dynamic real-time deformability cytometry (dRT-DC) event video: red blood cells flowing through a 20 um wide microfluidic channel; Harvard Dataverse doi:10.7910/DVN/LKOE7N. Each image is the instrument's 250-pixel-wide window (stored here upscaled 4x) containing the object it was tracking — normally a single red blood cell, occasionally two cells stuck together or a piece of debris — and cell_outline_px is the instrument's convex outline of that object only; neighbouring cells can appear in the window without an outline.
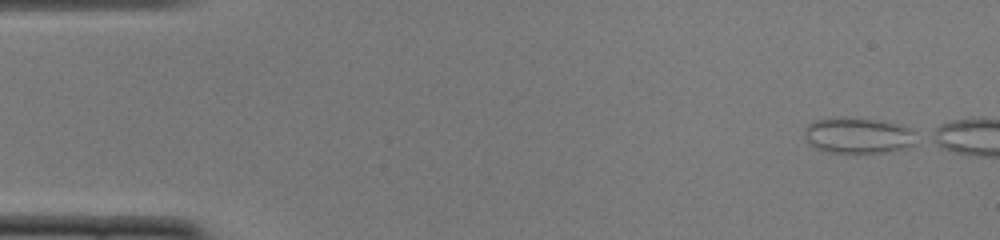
{"species": "common noctule bat (a hibernating species)", "species_latin": "Nyctalus noctula", "temperature_condition": "cold", "stored_images_in_passage": 40, "camera_frame_rate_fps": 3000, "um_per_image_px": 0.085, "animal": {"sex": "female", "body_mass_g": 22.0, "forearm_length_mm": 56.7}, "frame": {"image": 1, "passage_image": 1, "time_ms": 0.0, "image_size_px": [1000, 240], "cell_outline_px": [[920, 136], [912, 144], [904, 148], [884, 152], [828, 152], [812, 148], [808, 144], [804, 136], [804, 128], [808, 124], [816, 120], [840, 116], [844, 116], [880, 120], [900, 124], [912, 128], [920, 132]], "centroid_in_image_um": [72.96, 11.49], "position_along_channel_um": 12.0, "area_um2": 24.04}}
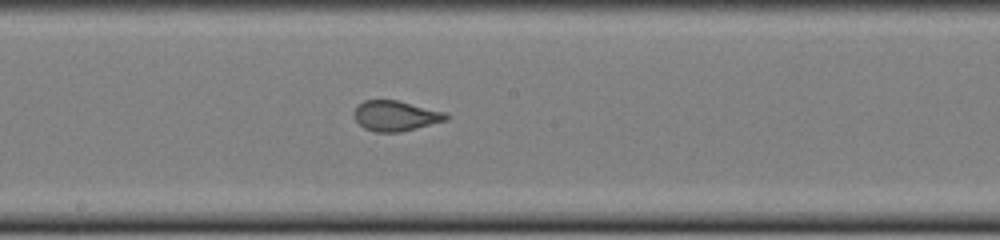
{"frame": {"image": 2, "passage_image": 25, "time_ms": 8.0, "image_size_px": [1000, 240], "cell_outline_px": [[452, 116], [448, 120], [400, 132], [376, 132], [364, 128], [356, 120], [356, 104], [364, 100], [396, 100], [444, 112]], "centroid_in_image_um": [33.65, 9.85], "position_along_channel_um": 214.6, "area_um2": 16.07}}
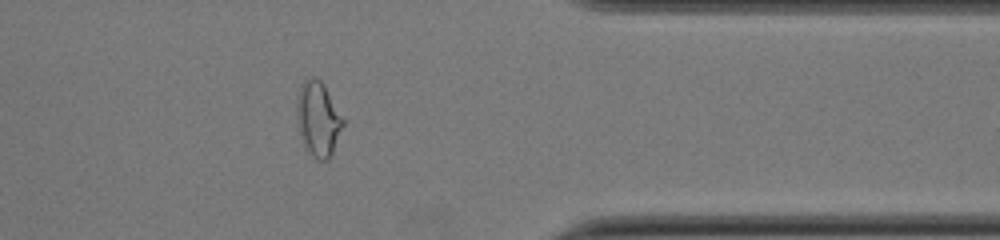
{"frame": {"image": 3, "passage_image": 39, "time_ms": 12.667, "image_size_px": [1000, 240], "cell_outline_px": [[344, 124], [332, 156], [328, 160], [316, 160], [308, 152], [304, 144], [296, 120], [296, 104], [300, 88], [304, 80], [308, 76], [316, 76], [324, 84], [344, 120]], "centroid_in_image_um": [27.04, 10.11], "position_along_channel_um": 384.4, "area_um2": 20.29}}